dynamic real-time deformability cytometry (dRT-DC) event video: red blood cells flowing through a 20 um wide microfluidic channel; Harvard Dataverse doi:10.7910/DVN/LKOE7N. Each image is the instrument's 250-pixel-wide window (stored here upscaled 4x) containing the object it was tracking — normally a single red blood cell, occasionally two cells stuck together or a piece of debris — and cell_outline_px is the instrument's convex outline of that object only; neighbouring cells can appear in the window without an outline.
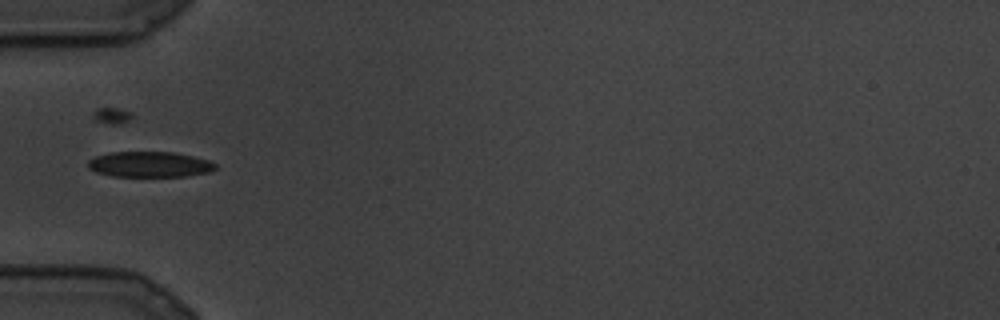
{"species": "common noctule bat (a hibernating species)", "species_latin": "Nyctalus noctula", "temperature_condition": "cold", "stored_images_in_passage": 26, "camera_frame_rate_fps": 3000, "um_per_image_px": 0.085, "animal": {"sex": "male", "body_mass_g": 19.5, "forearm_length_mm": 54.6}, "frame": {"image": 1, "passage_image": 8, "time_ms": 2.333, "image_size_px": [1000, 320], "cell_outline_px": [[216, 168], [212, 172], [184, 176], [112, 176], [96, 172], [88, 168], [88, 160], [96, 156], [112, 152], [172, 152], [192, 156], [208, 160], [216, 164]], "centroid_in_image_um": [12.72, 13.97], "position_along_channel_um": 72.3, "area_um2": 18.9}}
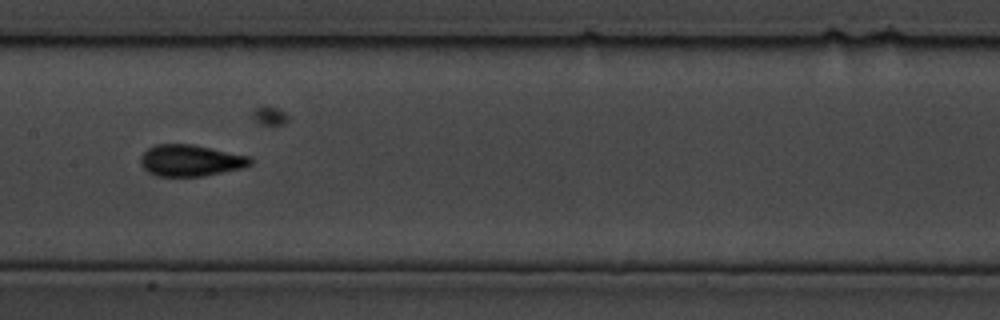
{"frame": {"image": 2, "passage_image": 13, "time_ms": 4.0, "image_size_px": [1000, 320], "cell_outline_px": [[252, 164], [244, 168], [200, 176], [156, 176], [148, 172], [140, 164], [140, 156], [148, 148], [156, 144], [192, 144], [212, 148], [248, 156], [252, 160]], "centroid_in_image_um": [16.17, 13.64], "position_along_channel_um": 191.2, "area_um2": 20.11}}
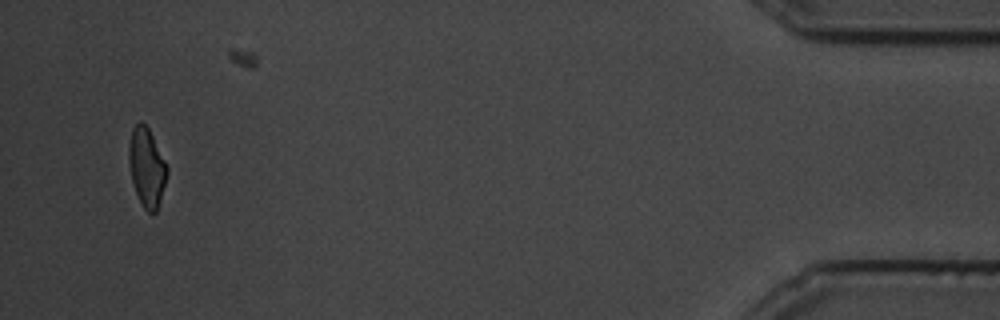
{"frame": {"image": 3, "passage_image": 25, "time_ms": 8.0, "image_size_px": [1000, 320], "cell_outline_px": [[168, 172], [160, 200], [156, 212], [152, 216], [144, 208], [136, 192], [132, 180], [128, 160], [128, 144], [132, 128], [140, 120], [148, 128], [168, 168]], "centroid_in_image_um": [12.46, 14.22], "position_along_channel_um": 422.7, "area_um2": 17.34}}